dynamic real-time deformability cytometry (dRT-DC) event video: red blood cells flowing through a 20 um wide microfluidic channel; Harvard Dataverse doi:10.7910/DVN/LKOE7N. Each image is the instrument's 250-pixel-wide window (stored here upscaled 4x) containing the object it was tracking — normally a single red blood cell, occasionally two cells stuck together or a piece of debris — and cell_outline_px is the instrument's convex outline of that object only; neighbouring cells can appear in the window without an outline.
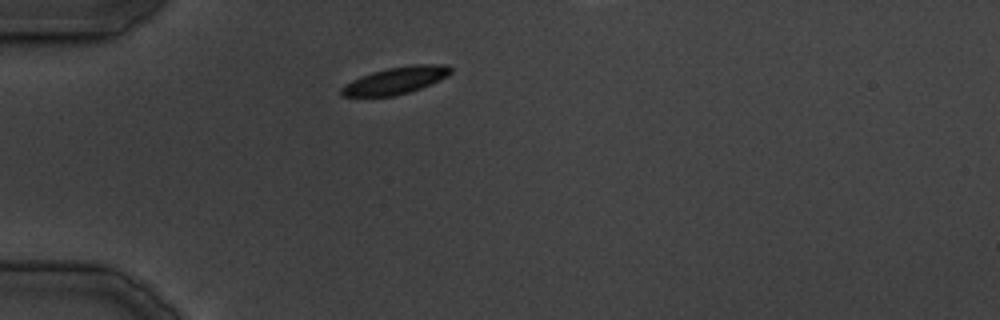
{"species": "common noctule bat (a hibernating species)", "species_latin": "Nyctalus noctula", "temperature_condition": "cold", "stored_images_in_passage": 12, "camera_frame_rate_fps": 3000, "um_per_image_px": 0.085, "animal": {"sex": "male", "body_mass_g": 19.5, "forearm_length_mm": 54.6}, "frame": {"image": 1, "passage_image": 1, "time_ms": 0.0, "image_size_px": [1000, 320], "cell_outline_px": [[452, 72], [448, 76], [420, 88], [408, 92], [392, 96], [340, 96], [340, 88], [344, 84], [360, 76], [372, 72], [388, 68], [412, 64], [448, 64], [452, 68]], "centroid_in_image_um": [33.63, 6.82], "position_along_channel_um": 51.4, "area_um2": 17.22}}
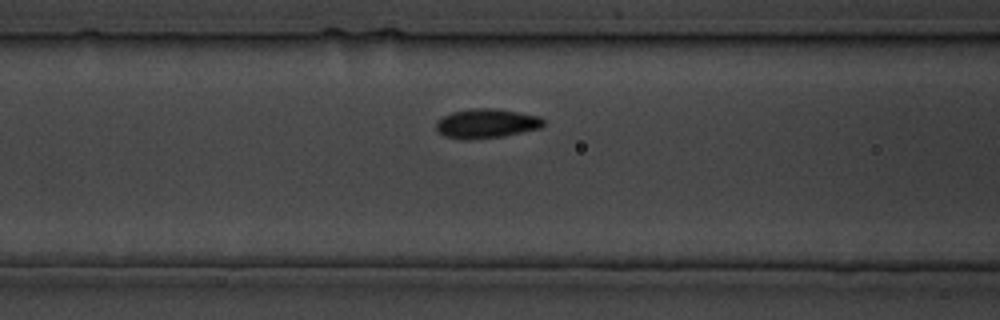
{"frame": {"image": 2, "passage_image": 6, "time_ms": 6.333, "image_size_px": [1000, 320], "cell_outline_px": [[544, 124], [540, 128], [504, 136], [464, 140], [444, 136], [436, 128], [436, 124], [444, 116], [452, 112], [476, 108], [492, 108], [540, 116], [544, 120]], "centroid_in_image_um": [41.36, 10.5], "position_along_channel_um": 125.2, "area_um2": 18.09}}